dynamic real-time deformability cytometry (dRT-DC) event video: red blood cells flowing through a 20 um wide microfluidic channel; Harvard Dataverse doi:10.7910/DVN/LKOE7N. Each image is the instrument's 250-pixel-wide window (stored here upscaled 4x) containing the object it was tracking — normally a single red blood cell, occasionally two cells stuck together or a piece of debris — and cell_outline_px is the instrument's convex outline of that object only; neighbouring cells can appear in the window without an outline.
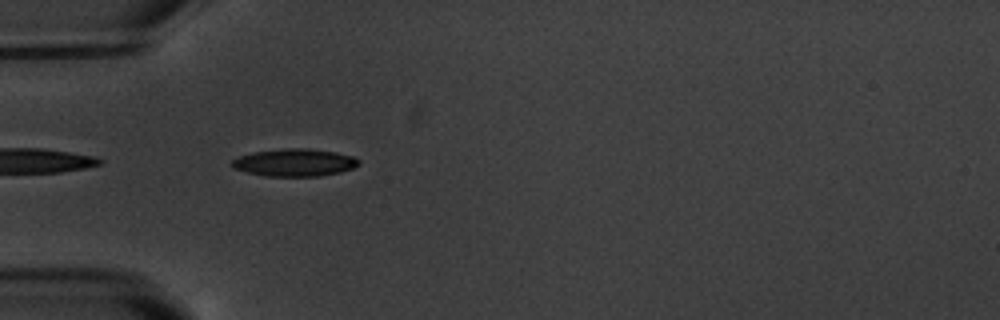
{"species": "common noctule bat (a hibernating species)", "species_latin": "Nyctalus noctula", "temperature_condition": "warm", "stored_images_in_passage": 7, "camera_frame_rate_fps": 3000, "um_per_image_px": 0.085, "animal": {"sex": "male", "body_mass_g": 20.1, "forearm_length_mm": 53.5}, "frame": {"image": 1, "passage_image": 6, "time_ms": 6.0, "image_size_px": [1000, 320], "cell_outline_px": [[360, 164], [352, 168], [340, 172], [320, 176], [268, 176], [248, 172], [232, 168], [232, 160], [240, 156], [252, 152], [284, 148], [308, 148], [336, 152], [352, 156], [360, 160]], "centroid_in_image_um": [25.05, 13.81], "position_along_channel_um": 59.9, "area_um2": 20.29}}